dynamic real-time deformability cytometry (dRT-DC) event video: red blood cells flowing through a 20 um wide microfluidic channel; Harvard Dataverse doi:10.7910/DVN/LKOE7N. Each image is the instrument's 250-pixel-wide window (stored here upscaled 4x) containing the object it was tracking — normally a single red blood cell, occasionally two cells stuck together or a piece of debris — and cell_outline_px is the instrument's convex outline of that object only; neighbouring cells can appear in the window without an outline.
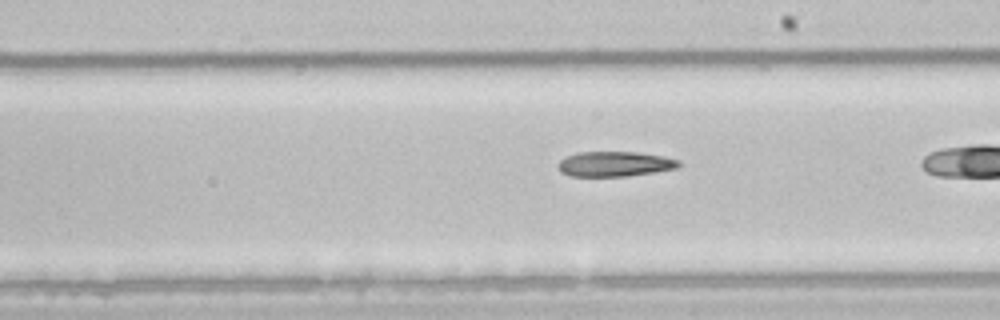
{"species": "common noctule bat (a hibernating species)", "species_latin": "Nyctalus noctula", "temperature_condition": "room temperature", "stored_images_in_passage": 27, "camera_frame_rate_fps": 3000, "um_per_image_px": 0.085, "animal": {"sex": "male", "body_mass_g": 21.5, "forearm_length_mm": 52.0}, "frame": {"image": 1, "passage_image": 16, "time_ms": 5.0, "image_size_px": [1000, 320], "cell_outline_px": [[684, 164], [676, 168], [656, 172], [628, 176], [568, 176], [560, 172], [560, 160], [576, 152], [640, 152], [664, 156], [680, 160]], "centroid_in_image_um": [52.32, 13.93], "position_along_channel_um": 236.7, "area_um2": 17.74}}